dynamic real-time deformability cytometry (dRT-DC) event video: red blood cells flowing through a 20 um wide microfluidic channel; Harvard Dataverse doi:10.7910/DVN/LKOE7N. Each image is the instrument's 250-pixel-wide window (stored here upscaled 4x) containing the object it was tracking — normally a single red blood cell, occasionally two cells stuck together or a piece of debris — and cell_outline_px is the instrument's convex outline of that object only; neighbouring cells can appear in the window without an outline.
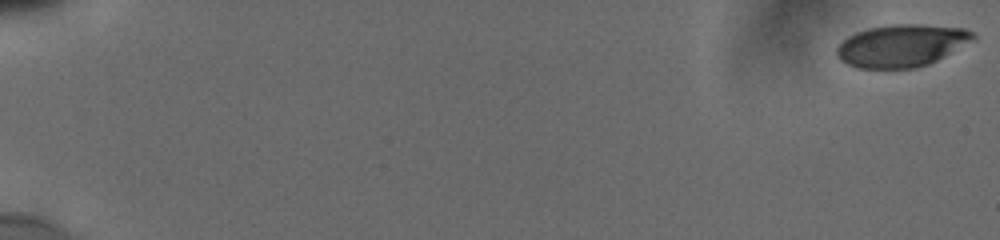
{"species": "human", "species_latin": "Homo sapiens", "temperature_condition": "cold", "stored_images_in_passage": 38, "camera_frame_rate_fps": 3000, "um_per_image_px": 0.085, "donor": {"sex": "male"}, "frame": {"image": 1, "passage_image": 1, "time_ms": 0.0, "image_size_px": [1000, 240], "cell_outline_px": [[976, 40], [928, 64], [916, 68], [860, 68], [848, 64], [840, 60], [836, 52], [836, 48], [848, 36], [856, 32], [868, 28], [892, 24], [920, 24], [964, 28], [972, 32], [976, 36]], "centroid_in_image_um": [76.66, 3.87], "position_along_channel_um": 8.3, "area_um2": 33.64}}
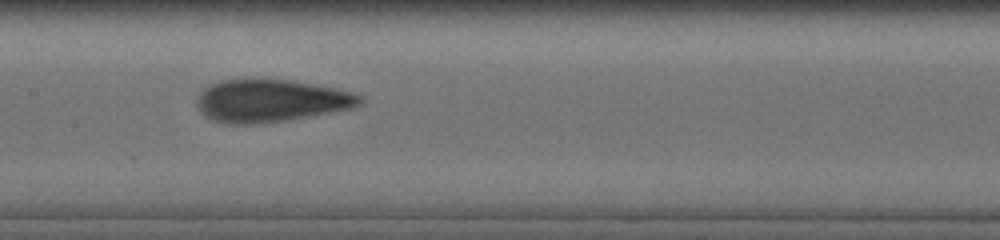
{"frame": {"image": 2, "passage_image": 22, "time_ms": 10.0, "image_size_px": [1000, 240], "cell_outline_px": [[360, 104], [352, 108], [284, 120], [248, 124], [232, 124], [212, 120], [200, 112], [196, 104], [196, 96], [204, 88], [212, 84], [224, 80], [260, 76], [292, 80], [352, 92], [360, 96]], "centroid_in_image_um": [22.93, 8.52], "position_along_channel_um": 184.5, "area_um2": 40.58}}
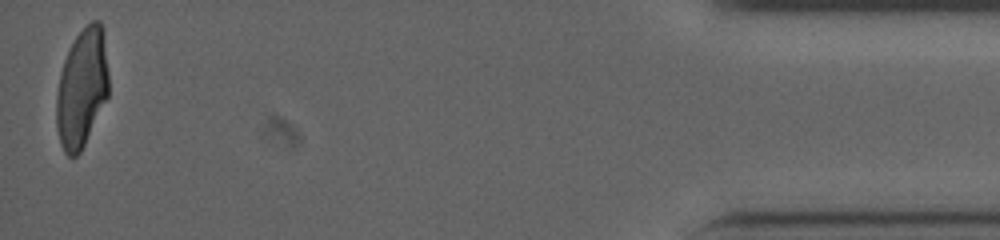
{"frame": {"image": 3, "passage_image": 38, "time_ms": 18.333, "image_size_px": [1000, 240], "cell_outline_px": [[108, 96], [80, 152], [76, 156], [68, 156], [64, 152], [60, 144], [56, 128], [56, 96], [60, 72], [64, 60], [76, 36], [92, 20], [100, 20], [104, 28], [108, 72]], "centroid_in_image_um": [6.96, 7.47], "position_along_channel_um": 428.2, "area_um2": 36.18}, "authors_computed_cell_mechanics": {"area_um2": 38.2058, "velocity_mm_per_s": 3.8233, "shape_relaxation_time_tau1_ms": 4.1847, "shape_relaxation_time_tau2_ms": 1.1179, "deformation_change_tau1": 0.181, "deformation_change_tau2": 0.0743}}